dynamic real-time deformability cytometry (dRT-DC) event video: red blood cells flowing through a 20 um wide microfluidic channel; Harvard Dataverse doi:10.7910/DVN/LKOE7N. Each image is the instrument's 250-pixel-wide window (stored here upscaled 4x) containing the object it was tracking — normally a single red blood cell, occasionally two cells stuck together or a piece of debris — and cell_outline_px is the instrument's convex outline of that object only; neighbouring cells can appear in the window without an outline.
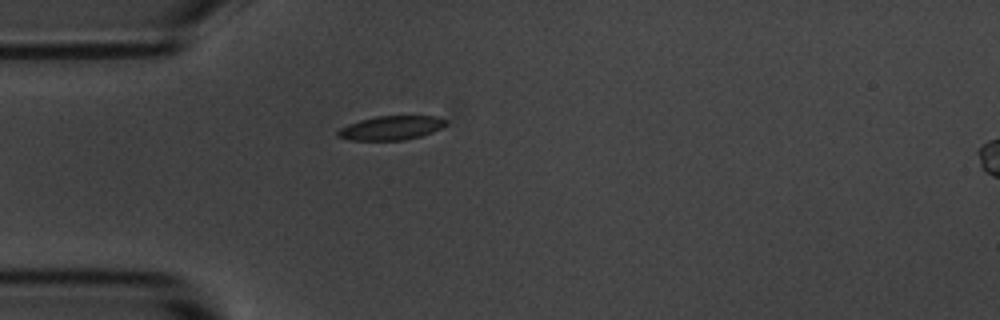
{"species": "common noctule bat (a hibernating species)", "species_latin": "Nyctalus noctula", "temperature_condition": "room temperature", "stored_images_in_passage": 1, "camera_frame_rate_fps": 3000, "um_per_image_px": 0.085, "animal": {"sex": "male", "body_mass_g": 20.1, "forearm_length_mm": 53.5}, "frame": {"image": 1, "passage_image": 1, "time_ms": 0.0, "image_size_px": [1000, 320], "cell_outline_px": [[448, 124], [432, 132], [420, 136], [404, 140], [348, 140], [336, 136], [336, 132], [340, 128], [348, 124], [360, 120], [376, 116], [436, 116], [448, 120]], "centroid_in_image_um": [33.24, 10.87], "position_along_channel_um": 51.8, "area_um2": 15.2}}